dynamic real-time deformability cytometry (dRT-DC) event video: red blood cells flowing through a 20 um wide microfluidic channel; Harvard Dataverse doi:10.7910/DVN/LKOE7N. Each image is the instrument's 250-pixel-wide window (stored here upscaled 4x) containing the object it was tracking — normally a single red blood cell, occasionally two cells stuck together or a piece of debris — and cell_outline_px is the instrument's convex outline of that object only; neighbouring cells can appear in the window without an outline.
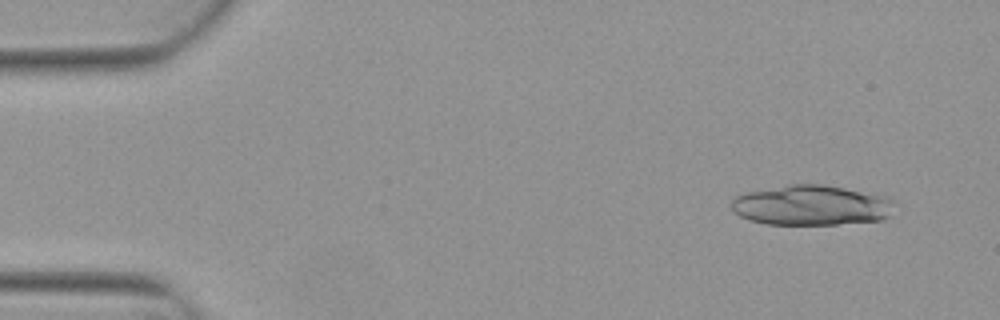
{"species": "Egyptian fruit bat (a non-hibernating species)", "species_latin": "Rousettus aegyptiacus", "temperature_condition": "warm", "stored_images_in_passage": 4, "camera_frame_rate_fps": 3000, "um_per_image_px": 0.085, "animal": {"sex": "female"}, "frame": {"image": 1, "passage_image": 1, "time_ms": 0.0, "image_size_px": [1000, 320], "cell_outline_px": [[896, 200], [892, 216], [880, 220], [836, 224], [768, 224], [752, 220], [740, 216], [732, 208], [732, 200], [736, 196], [748, 192], [788, 184], [824, 184], [888, 196]], "centroid_in_image_um": [69.06, 17.44], "position_along_channel_um": 15.9, "area_um2": 38.32}}